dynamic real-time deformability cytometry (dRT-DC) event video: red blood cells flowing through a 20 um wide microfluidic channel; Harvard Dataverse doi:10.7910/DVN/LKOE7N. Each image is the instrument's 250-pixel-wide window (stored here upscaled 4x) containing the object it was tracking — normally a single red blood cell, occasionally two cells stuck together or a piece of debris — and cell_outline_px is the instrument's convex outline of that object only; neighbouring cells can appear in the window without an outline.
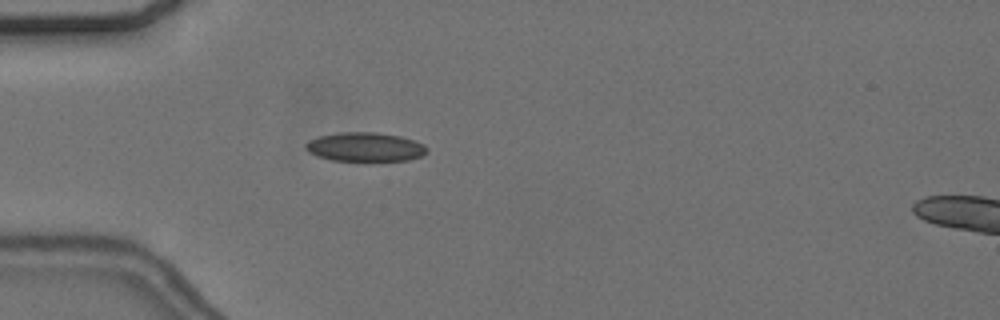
{"species": "common noctule bat (a hibernating species)", "species_latin": "Nyctalus noctula", "temperature_condition": "cold", "stored_images_in_passage": 43, "camera_frame_rate_fps": 3000, "um_per_image_px": 0.085, "animal": {"sex": "female", "body_mass_g": 24.6, "forearm_length_mm": 56.2}, "frame": {"image": 1, "passage_image": 7, "time_ms": 2.0, "image_size_px": [1000, 320], "cell_outline_px": [[428, 152], [420, 156], [408, 160], [372, 164], [364, 164], [332, 160], [316, 156], [308, 152], [304, 148], [304, 144], [308, 140], [320, 136], [340, 132], [376, 132], [400, 136], [424, 144], [428, 148]], "centroid_in_image_um": [31.02, 12.55], "position_along_channel_um": 54.0, "area_um2": 21.68}}
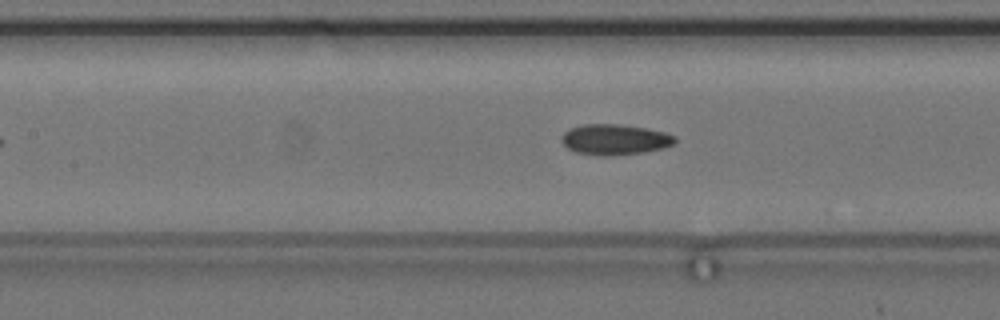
{"frame": {"image": 2, "passage_image": 16, "time_ms": 5.0, "image_size_px": [1000, 320], "cell_outline_px": [[676, 144], [664, 148], [644, 152], [612, 156], [596, 156], [576, 152], [568, 148], [560, 140], [564, 132], [572, 128], [584, 124], [620, 124], [648, 128], [664, 132], [676, 136]], "centroid_in_image_um": [52.29, 11.87], "position_along_channel_um": 155.1, "area_um2": 20.46}}
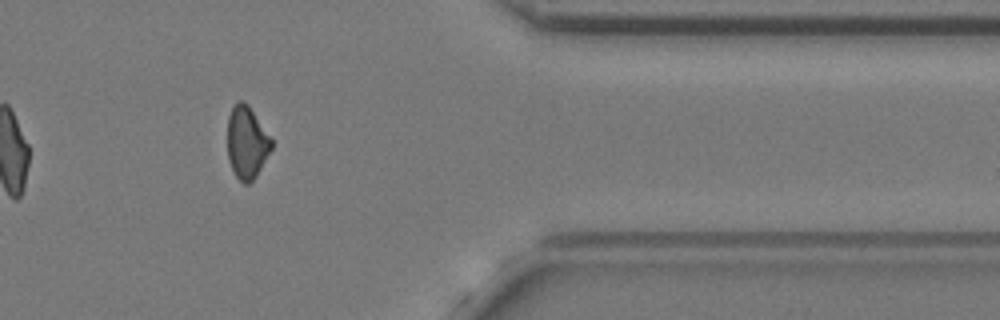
{"frame": {"image": 3, "passage_image": 37, "time_ms": 12.0, "image_size_px": [1000, 320], "cell_outline_px": [[272, 148], [256, 176], [248, 184], [244, 184], [236, 176], [228, 160], [228, 116], [232, 108], [240, 100], [244, 100], [248, 104], [272, 140]], "centroid_in_image_um": [20.97, 12.11], "position_along_channel_um": 390.4, "area_um2": 18.32}, "authors_computed_cell_mechanics": {"area_um2": 19.7676, "velocity_mm_per_s": 3.654, "shape_relaxation_time_tau1_ms": null, "shape_relaxation_time_tau2_ms": 8.8952, "deformation_change_tau1": null, "deformation_change_tau2": 0.1436}}